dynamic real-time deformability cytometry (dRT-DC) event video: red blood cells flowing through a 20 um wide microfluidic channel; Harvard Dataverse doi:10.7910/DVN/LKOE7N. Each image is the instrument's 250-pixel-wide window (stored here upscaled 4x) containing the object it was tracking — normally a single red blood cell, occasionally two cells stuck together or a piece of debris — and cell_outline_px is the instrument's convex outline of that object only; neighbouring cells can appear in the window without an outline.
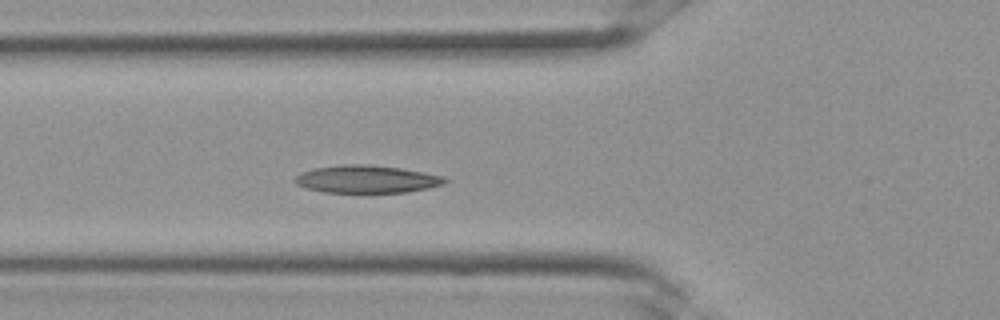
{"species": "Egyptian fruit bat (a non-hibernating species)", "species_latin": "Rousettus aegyptiacus", "temperature_condition": "room temperature", "stored_images_in_passage": 32, "camera_frame_rate_fps": 3000, "um_per_image_px": 0.085, "frame": {"image": 1, "passage_image": 10, "time_ms": 3.0, "image_size_px": [1000, 320], "cell_outline_px": [[448, 180], [444, 184], [428, 188], [408, 192], [324, 192], [308, 188], [296, 184], [296, 176], [300, 172], [316, 168], [344, 164], [368, 164], [400, 168], [424, 172], [444, 176]], "centroid_in_image_um": [31.21, 15.22], "position_along_channel_um": 94.6, "area_um2": 23.99}}
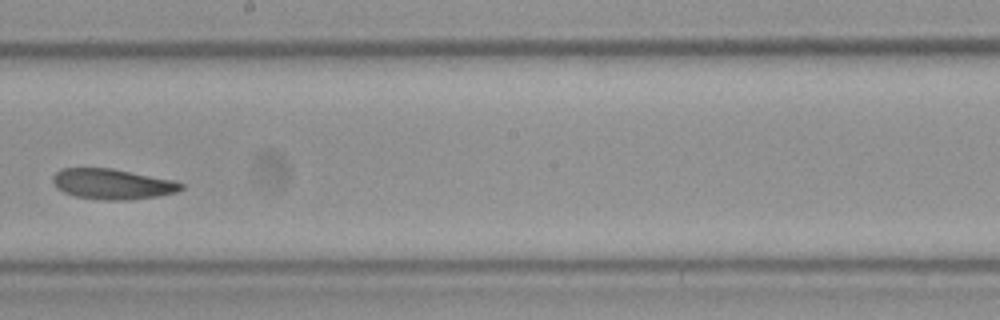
{"frame": {"image": 2, "passage_image": 17, "time_ms": 5.333, "image_size_px": [1000, 320], "cell_outline_px": [[184, 188], [176, 192], [160, 196], [128, 200], [108, 200], [76, 196], [64, 192], [56, 188], [52, 180], [52, 176], [60, 168], [112, 168], [172, 180], [184, 184]], "centroid_in_image_um": [9.55, 15.64], "position_along_channel_um": 238.7, "area_um2": 22.72}}
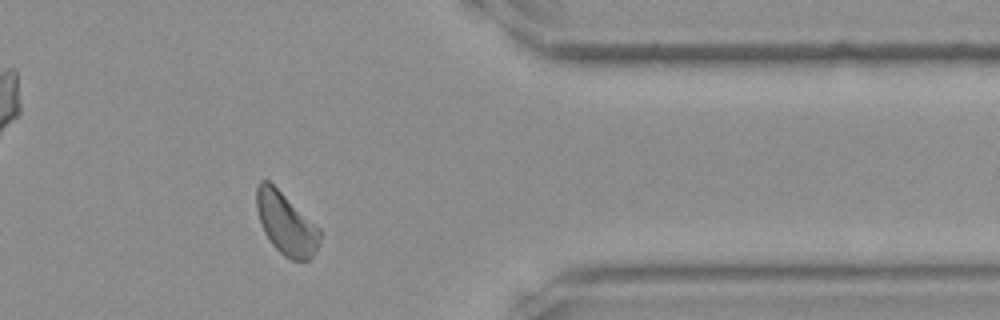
{"frame": {"image": 3, "passage_image": 25, "time_ms": 8.0, "image_size_px": [1000, 320], "cell_outline_px": [[320, 236], [316, 252], [308, 260], [292, 260], [284, 256], [272, 244], [264, 232], [256, 208], [256, 188], [260, 180], [268, 180], [316, 224], [320, 228]], "centroid_in_image_um": [24.31, 19.01], "position_along_channel_um": 387.1, "area_um2": 22.66}}